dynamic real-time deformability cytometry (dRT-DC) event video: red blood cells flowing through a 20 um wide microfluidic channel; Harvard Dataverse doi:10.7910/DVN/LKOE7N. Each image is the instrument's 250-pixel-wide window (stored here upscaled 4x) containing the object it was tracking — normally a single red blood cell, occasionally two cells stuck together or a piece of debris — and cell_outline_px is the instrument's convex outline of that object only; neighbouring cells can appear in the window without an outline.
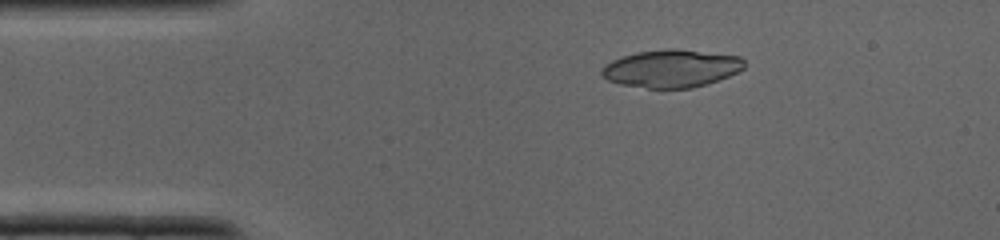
{"species": "common noctule bat (a hibernating species)", "species_latin": "Nyctalus noctula", "temperature_condition": "cold", "stored_images_in_passage": 12, "camera_frame_rate_fps": 3000, "um_per_image_px": 0.085, "animal": {"sex": "male", "body_mass_g": 19.0, "forearm_length_mm": 50.8}, "frame": {"image": 1, "passage_image": 1, "time_ms": 0.0, "image_size_px": [1000, 240], "cell_outline_px": [[744, 68], [728, 76], [692, 88], [648, 88], [620, 84], [608, 80], [600, 72], [600, 68], [604, 64], [612, 60], [636, 52], [696, 52], [740, 56], [744, 60]], "centroid_in_image_um": [57.01, 5.87], "position_along_channel_um": 28.0, "area_um2": 29.94}}